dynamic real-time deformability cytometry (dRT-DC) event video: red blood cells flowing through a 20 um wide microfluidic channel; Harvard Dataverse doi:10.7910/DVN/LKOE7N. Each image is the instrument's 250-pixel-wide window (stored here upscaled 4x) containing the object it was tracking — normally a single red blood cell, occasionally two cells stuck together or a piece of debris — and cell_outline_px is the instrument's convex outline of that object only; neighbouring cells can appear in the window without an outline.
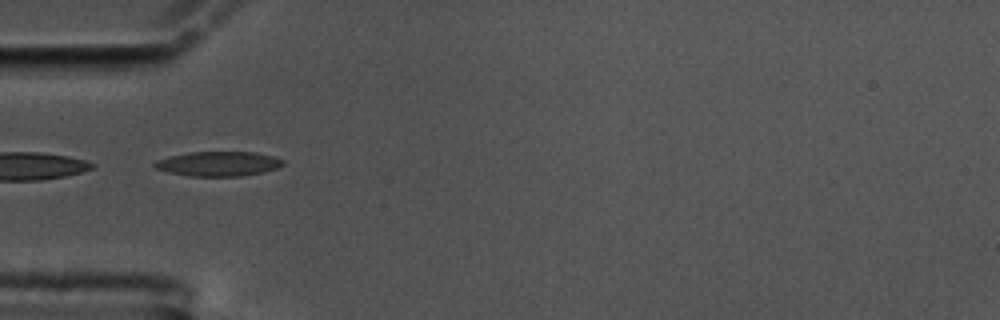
{"species": "common noctule bat (a hibernating species)", "species_latin": "Nyctalus noctula", "temperature_condition": "cold", "stored_images_in_passage": 37, "camera_frame_rate_fps": 3000, "um_per_image_px": 0.085, "animal": {"sex": "male", "body_mass_g": 17.5, "forearm_length_mm": 52.3}, "frame": {"image": 1, "passage_image": 1, "time_ms": 0.0, "image_size_px": [1000, 320], "cell_outline_px": [[284, 164], [276, 168], [264, 172], [244, 176], [188, 176], [168, 172], [156, 168], [152, 164], [156, 160], [168, 156], [188, 152], [256, 152], [272, 156], [284, 160]], "centroid_in_image_um": [18.55, 13.92], "position_along_channel_um": 66.5, "area_um2": 18.55}, "authors_computed_cell_mechanics": {"area_um2": 17.6868, "velocity_mm_per_s": 3.4389, "shape_relaxation_time_tau1_ms": null, "shape_relaxation_time_tau2_ms": 2.8107, "deformation_change_tau1": null, "deformation_change_tau2": 0.0928}}